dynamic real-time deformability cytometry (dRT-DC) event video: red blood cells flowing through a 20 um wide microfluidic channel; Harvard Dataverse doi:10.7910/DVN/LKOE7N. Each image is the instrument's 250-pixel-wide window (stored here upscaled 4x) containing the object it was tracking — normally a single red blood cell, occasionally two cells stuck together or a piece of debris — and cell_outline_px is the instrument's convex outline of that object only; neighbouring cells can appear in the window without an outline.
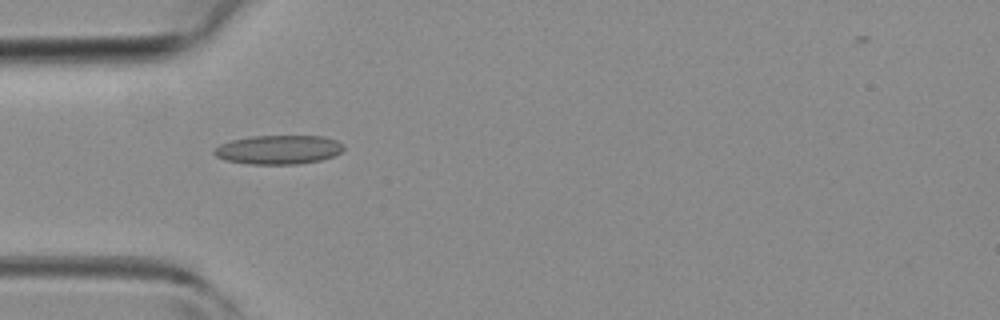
{"species": "common noctule bat (a hibernating species)", "species_latin": "Nyctalus noctula", "temperature_condition": "room temperature", "stored_images_in_passage": 2, "camera_frame_rate_fps": 3000, "um_per_image_px": 0.085, "animal": {"sex": "female", "body_mass_g": 19.3, "forearm_length_mm": 54.1}, "frame": {"image": 1, "passage_image": 1, "time_ms": 0.0, "image_size_px": [1000, 320], "cell_outline_px": [[344, 148], [340, 152], [332, 156], [320, 160], [300, 164], [248, 164], [224, 160], [216, 156], [212, 152], [220, 144], [232, 140], [252, 136], [324, 136], [336, 140], [344, 144]], "centroid_in_image_um": [23.67, 12.72], "position_along_channel_um": 61.3, "area_um2": 21.91}}
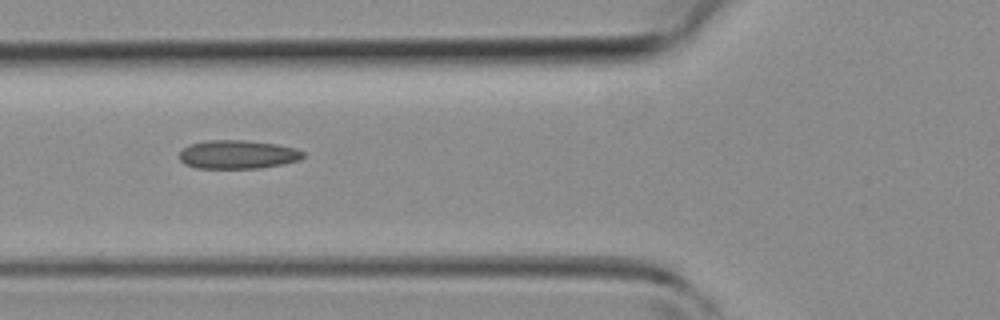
{"frame": {"image": 2, "passage_image": 2, "time_ms": 1.0, "image_size_px": [1000, 320], "cell_outline_px": [[304, 156], [300, 160], [260, 168], [196, 168], [184, 164], [180, 160], [180, 152], [184, 148], [192, 144], [204, 140], [244, 140], [276, 144], [296, 148], [304, 152]], "centroid_in_image_um": [20.2, 13.13], "position_along_channel_um": 105.6, "area_um2": 20.58}}